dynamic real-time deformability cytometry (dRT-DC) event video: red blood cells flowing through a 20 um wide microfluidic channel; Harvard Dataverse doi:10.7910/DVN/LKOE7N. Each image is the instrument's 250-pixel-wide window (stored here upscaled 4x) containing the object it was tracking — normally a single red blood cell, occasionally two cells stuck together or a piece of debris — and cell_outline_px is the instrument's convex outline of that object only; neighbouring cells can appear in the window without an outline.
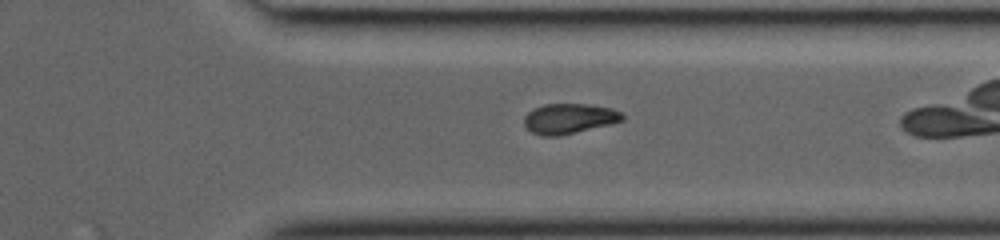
{"species": "common noctule bat (a hibernating species)", "species_latin": "Nyctalus noctula", "temperature_condition": "room temperature", "stored_images_in_passage": 31, "camera_frame_rate_fps": 3000, "um_per_image_px": 0.085, "animal": {"sex": "female", "body_mass_g": 19.0, "forearm_length_mm": 53.3}, "frame": {"image": 1, "passage_image": 26, "time_ms": 8.333, "image_size_px": [1000, 240], "cell_outline_px": [[624, 120], [560, 136], [540, 136], [532, 132], [524, 124], [524, 116], [532, 108], [544, 104], [584, 104], [612, 108], [620, 112], [624, 116]], "centroid_in_image_um": [48.33, 10.08], "position_along_channel_um": 363.1, "area_um2": 17.17}}